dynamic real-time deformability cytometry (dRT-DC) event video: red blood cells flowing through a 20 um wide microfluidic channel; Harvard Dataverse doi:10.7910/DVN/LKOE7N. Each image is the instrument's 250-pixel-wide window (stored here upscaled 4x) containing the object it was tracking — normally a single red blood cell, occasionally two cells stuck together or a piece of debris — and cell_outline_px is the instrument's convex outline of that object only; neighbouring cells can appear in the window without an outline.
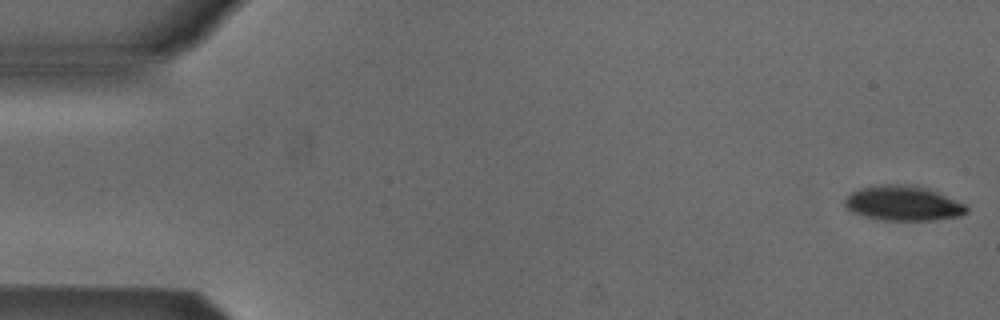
{"species": "Egyptian fruit bat (a non-hibernating species)", "species_latin": "Rousettus aegyptiacus", "temperature_condition": "cold", "stored_images_in_passage": 53, "camera_frame_rate_fps": 3000, "um_per_image_px": 0.085, "animal": {"sex": "male"}, "frame": {"image": 1, "passage_image": 1, "time_ms": 0.0, "image_size_px": [1000, 320], "cell_outline_px": [[968, 212], [960, 216], [936, 220], [884, 220], [864, 216], [852, 212], [844, 204], [844, 200], [852, 192], [860, 188], [884, 184], [916, 184], [928, 188], [964, 204], [968, 208]], "centroid_in_image_um": [76.78, 17.27], "position_along_channel_um": 8.2, "area_um2": 24.74}}
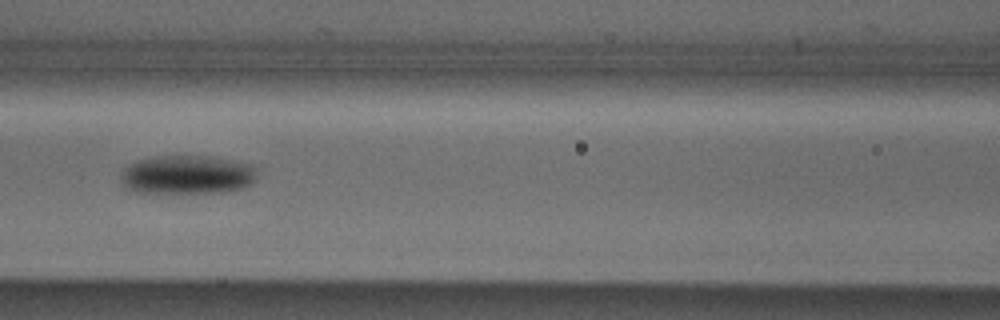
{"frame": {"image": 2, "passage_image": 23, "time_ms": 7.333, "image_size_px": [1000, 320], "cell_outline_px": [[256, 180], [252, 184], [244, 188], [228, 192], [136, 192], [128, 188], [120, 180], [120, 176], [124, 168], [140, 160], [156, 156], [212, 156], [256, 164]], "centroid_in_image_um": [16.01, 14.84], "position_along_channel_um": 150.6, "area_um2": 31.04}}
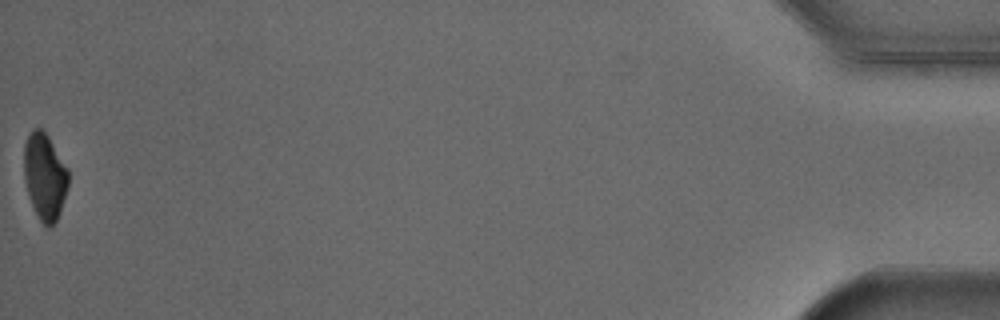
{"frame": {"image": 3, "passage_image": 53, "time_ms": 17.333, "image_size_px": [1000, 320], "cell_outline_px": [[68, 188], [60, 212], [52, 228], [48, 228], [40, 220], [32, 204], [24, 180], [24, 144], [32, 128], [40, 128], [48, 136], [68, 168]], "centroid_in_image_um": [3.81, 15.0], "position_along_channel_um": 431.4, "area_um2": 22.31}, "authors_computed_cell_mechanics": {"area_um2": 27.166, "velocity_mm_per_s": 3.853, "shape_relaxation_time_tau1_ms": 3.2377, "shape_relaxation_time_tau2_ms": null, "deformation_change_tau1": 0.1116, "deformation_change_tau2": null}}